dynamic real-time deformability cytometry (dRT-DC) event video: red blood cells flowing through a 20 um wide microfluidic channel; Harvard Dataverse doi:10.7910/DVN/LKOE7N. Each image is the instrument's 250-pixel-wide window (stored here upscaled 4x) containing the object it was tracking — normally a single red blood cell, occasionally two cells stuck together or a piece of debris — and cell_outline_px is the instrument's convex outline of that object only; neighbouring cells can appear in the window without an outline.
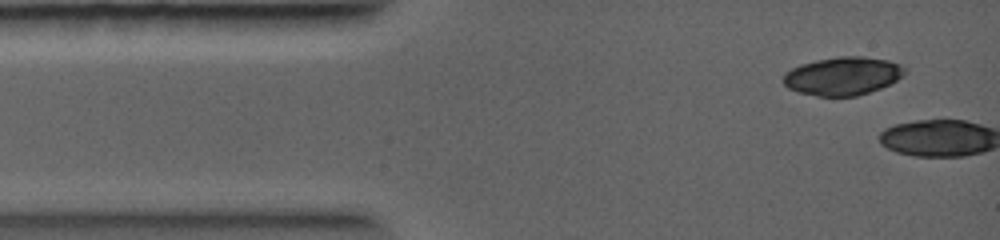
{"species": "common noctule bat (a hibernating species)", "species_latin": "Nyctalus noctula", "temperature_condition": "warm", "stored_images_in_passage": 2, "camera_frame_rate_fps": 5000, "um_per_image_px": 0.085, "animal": {"sex": "female", "body_mass_g": 19.0, "forearm_length_mm": 56.7}, "frame": {"image": 1, "passage_image": 2, "time_ms": 0.2, "image_size_px": [1000, 240], "cell_outline_px": [[904, 72], [896, 80], [880, 88], [856, 96], [816, 96], [800, 92], [788, 88], [784, 84], [784, 72], [800, 64], [816, 60], [840, 56], [864, 56], [888, 60], [900, 64], [904, 68]], "centroid_in_image_um": [71.6, 6.45], "position_along_channel_um": 13.4, "area_um2": 26.82}}